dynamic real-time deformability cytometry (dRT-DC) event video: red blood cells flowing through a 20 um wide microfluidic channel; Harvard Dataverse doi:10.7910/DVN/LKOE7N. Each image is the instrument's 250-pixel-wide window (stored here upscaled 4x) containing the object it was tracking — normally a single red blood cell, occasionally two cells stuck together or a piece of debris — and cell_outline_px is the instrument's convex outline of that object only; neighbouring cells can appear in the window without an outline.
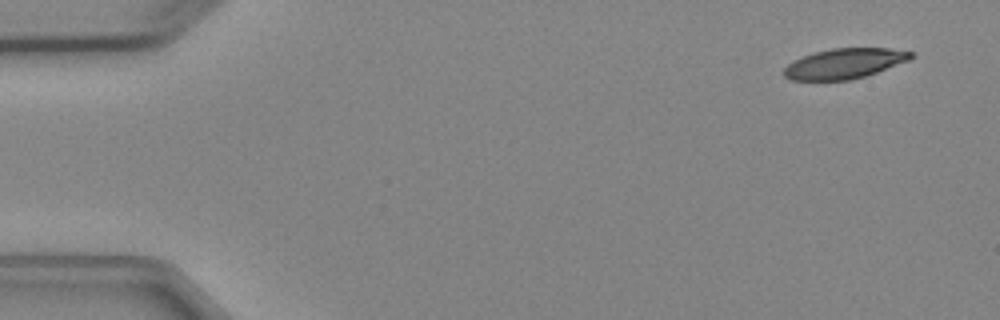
{"species": "Egyptian fruit bat (a non-hibernating species)", "species_latin": "Rousettus aegyptiacus", "temperature_condition": "cold", "stored_images_in_passage": 6, "camera_frame_rate_fps": 3000, "um_per_image_px": 0.085, "animal": {"sex": "female"}, "frame": {"image": 1, "passage_image": 1, "time_ms": 0.0, "image_size_px": [1000, 320], "cell_outline_px": [[916, 56], [908, 60], [876, 72], [864, 76], [848, 80], [792, 80], [784, 76], [784, 68], [792, 60], [812, 52], [832, 48], [888, 48], [916, 52]], "centroid_in_image_um": [71.77, 5.38], "position_along_channel_um": 13.2, "area_um2": 22.37}}
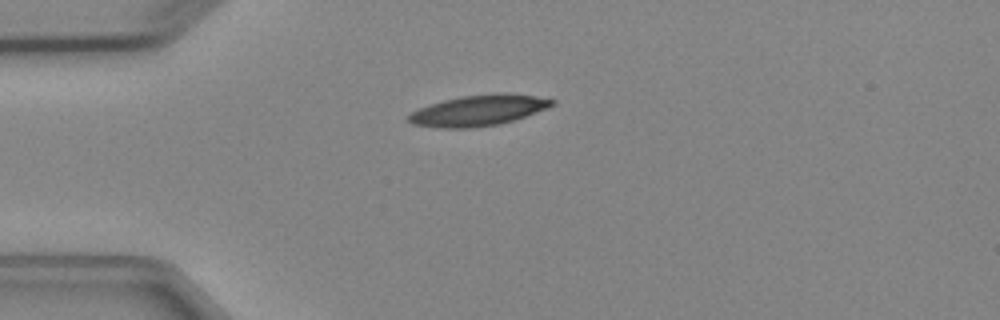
{"frame": {"image": 2, "passage_image": 4, "time_ms": 3.333, "image_size_px": [1000, 320], "cell_outline_px": [[556, 104], [548, 108], [500, 124], [472, 128], [440, 128], [412, 124], [408, 120], [408, 116], [412, 112], [420, 108], [444, 100], [460, 96], [496, 92], [504, 92], [532, 96], [556, 100]], "centroid_in_image_um": [40.68, 9.38], "position_along_channel_um": 44.3, "area_um2": 25.66}}
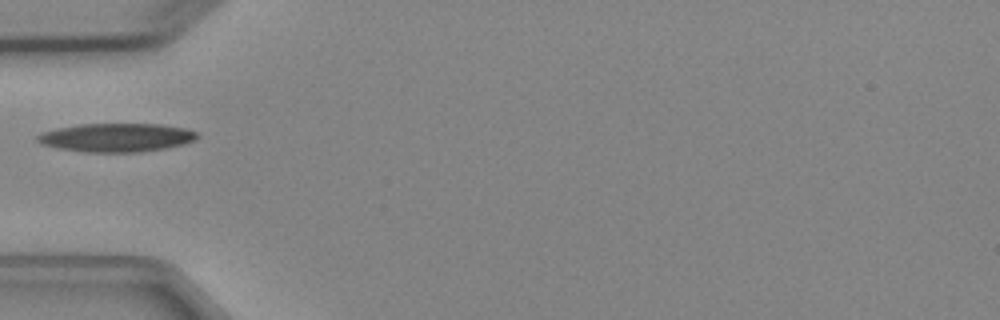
{"frame": {"image": 3, "passage_image": 5, "time_ms": 4.667, "image_size_px": [1000, 320], "cell_outline_px": [[200, 136], [196, 140], [184, 144], [164, 148], [140, 152], [80, 152], [56, 148], [40, 144], [36, 140], [36, 136], [40, 132], [56, 128], [80, 124], [160, 124], [184, 128], [196, 132]], "centroid_in_image_um": [9.85, 11.69], "position_along_channel_um": 75.1, "area_um2": 26.88}}